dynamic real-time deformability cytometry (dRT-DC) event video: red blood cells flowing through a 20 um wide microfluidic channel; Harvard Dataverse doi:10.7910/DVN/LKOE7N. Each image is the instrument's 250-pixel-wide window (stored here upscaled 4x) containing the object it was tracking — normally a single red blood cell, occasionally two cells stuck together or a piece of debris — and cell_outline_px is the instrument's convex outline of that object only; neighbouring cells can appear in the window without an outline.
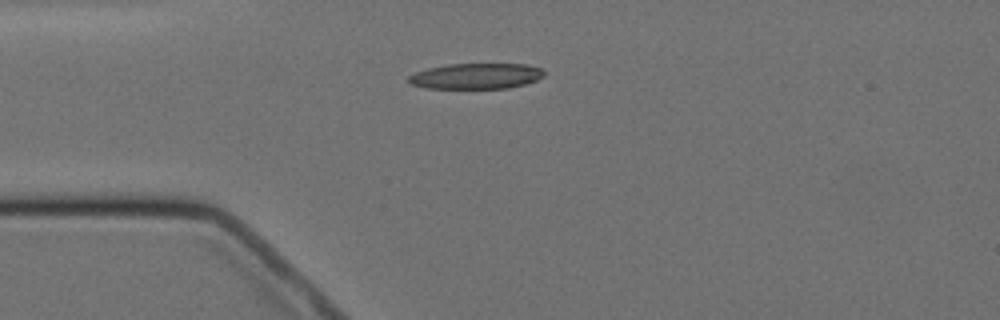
{"species": "Egyptian fruit bat (a non-hibernating species)", "species_latin": "Rousettus aegyptiacus", "temperature_condition": "cold", "stored_images_in_passage": 15, "camera_frame_rate_fps": 3000, "um_per_image_px": 0.085, "animal": {"sex": "female"}, "frame": {"image": 1, "passage_image": 4, "time_ms": 4.333, "image_size_px": [1000, 320], "cell_outline_px": [[544, 76], [536, 80], [524, 84], [508, 88], [424, 88], [412, 84], [408, 80], [408, 76], [416, 72], [428, 68], [448, 64], [528, 64], [540, 68], [544, 72]], "centroid_in_image_um": [40.47, 6.46], "position_along_channel_um": 44.5, "area_um2": 20.17}}
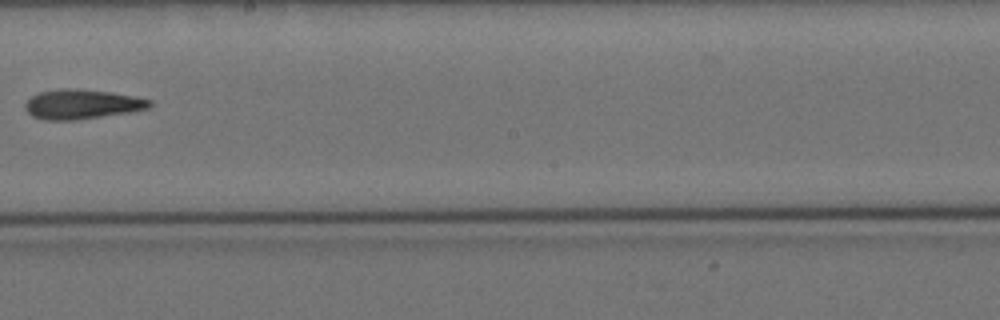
{"frame": {"image": 2, "passage_image": 9, "time_ms": 10.333, "image_size_px": [1000, 320], "cell_outline_px": [[152, 104], [148, 108], [128, 112], [76, 120], [44, 120], [32, 116], [24, 108], [24, 104], [32, 96], [40, 92], [60, 88], [80, 88], [108, 92], [132, 96], [152, 100]], "centroid_in_image_um": [6.92, 8.85], "position_along_channel_um": 241.3, "area_um2": 21.39}}
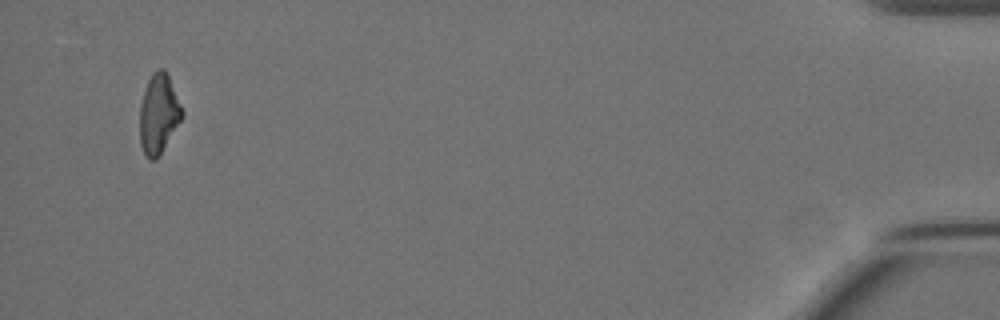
{"frame": {"image": 3, "passage_image": 15, "time_ms": 18.0, "image_size_px": [1000, 320], "cell_outline_px": [[184, 116], [156, 160], [148, 160], [144, 156], [140, 144], [140, 104], [148, 80], [152, 72], [156, 68], [164, 68], [168, 76], [184, 112]], "centroid_in_image_um": [13.47, 9.7], "position_along_channel_um": 421.7, "area_um2": 19.65}}